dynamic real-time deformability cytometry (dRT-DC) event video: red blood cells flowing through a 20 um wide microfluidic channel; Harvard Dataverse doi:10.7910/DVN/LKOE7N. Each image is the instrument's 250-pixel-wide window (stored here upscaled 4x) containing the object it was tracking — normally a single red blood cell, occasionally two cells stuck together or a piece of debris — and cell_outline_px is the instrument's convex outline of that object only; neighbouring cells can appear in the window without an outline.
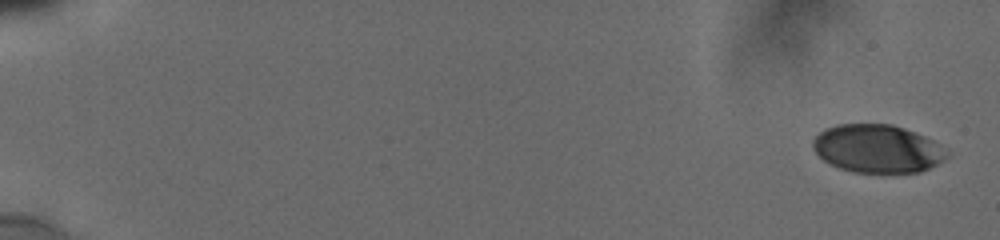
{"species": "human", "species_latin": "Homo sapiens", "temperature_condition": "cold", "stored_images_in_passage": 25, "camera_frame_rate_fps": 3000, "um_per_image_px": 0.085, "donor": {"sex": "male"}, "frame": {"image": 1, "passage_image": 1, "time_ms": 0.0, "image_size_px": [1000, 240], "cell_outline_px": [[948, 156], [944, 160], [920, 172], [852, 172], [840, 168], [824, 160], [812, 148], [812, 140], [820, 132], [836, 124], [892, 124], [904, 128], [924, 136], [932, 140], [948, 152]], "centroid_in_image_um": [74.56, 12.63], "position_along_channel_um": 10.4, "area_um2": 37.22}}
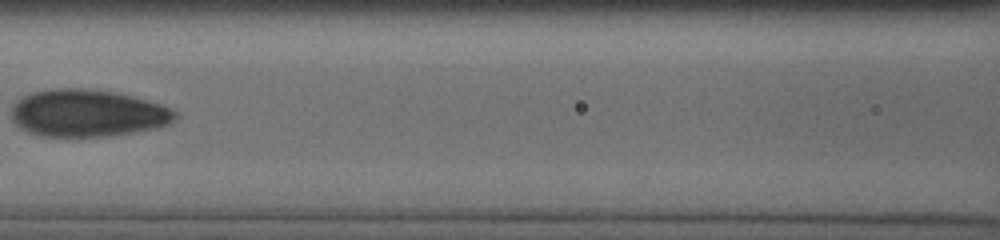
{"frame": {"image": 2, "passage_image": 19, "time_ms": 9.0, "image_size_px": [1000, 240], "cell_outline_px": [[176, 116], [168, 124], [156, 128], [132, 132], [104, 136], [40, 136], [28, 132], [20, 128], [12, 120], [12, 104], [16, 100], [32, 92], [52, 88], [84, 88], [116, 92], [132, 96], [160, 104], [172, 108], [176, 112]], "centroid_in_image_um": [7.4, 9.61], "position_along_channel_um": 159.2, "area_um2": 45.03}}
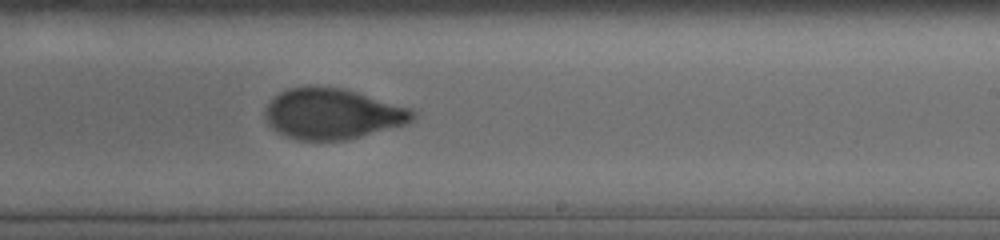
{"frame": {"image": 3, "passage_image": 25, "time_ms": 11.667, "image_size_px": [1000, 240], "cell_outline_px": [[416, 116], [408, 124], [344, 140], [296, 140], [284, 136], [272, 128], [268, 124], [264, 116], [264, 108], [280, 92], [288, 88], [308, 84], [340, 88], [356, 92], [408, 108], [416, 112]], "centroid_in_image_um": [28.2, 9.67], "position_along_channel_um": 260.8, "area_um2": 43.64}}